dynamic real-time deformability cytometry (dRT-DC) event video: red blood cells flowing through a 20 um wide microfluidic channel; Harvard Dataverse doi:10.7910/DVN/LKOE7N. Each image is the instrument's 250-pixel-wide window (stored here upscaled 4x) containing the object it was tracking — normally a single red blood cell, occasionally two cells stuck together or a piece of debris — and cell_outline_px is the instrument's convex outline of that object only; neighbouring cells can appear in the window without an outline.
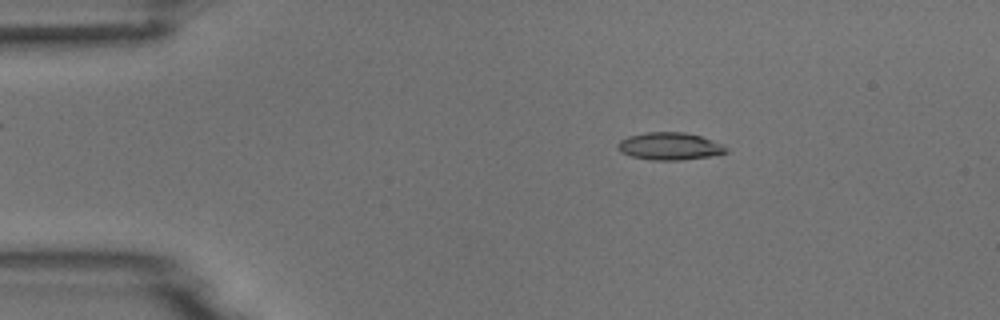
{"species": "common noctule bat (a hibernating species)", "species_latin": "Nyctalus noctula", "temperature_condition": "room temperature", "stored_images_in_passage": 3, "camera_frame_rate_fps": 3000, "um_per_image_px": 0.085, "animal": {"sex": "male", "body_mass_g": 18.8}, "frame": {"image": 1, "passage_image": 2, "time_ms": 2.0, "image_size_px": [1000, 320], "cell_outline_px": [[728, 152], [708, 156], [680, 160], [652, 160], [632, 156], [620, 152], [616, 148], [616, 144], [620, 140], [628, 136], [644, 132], [684, 132], [700, 136], [712, 140], [728, 148]], "centroid_in_image_um": [56.87, 12.42], "position_along_channel_um": 28.1, "area_um2": 17.28}}